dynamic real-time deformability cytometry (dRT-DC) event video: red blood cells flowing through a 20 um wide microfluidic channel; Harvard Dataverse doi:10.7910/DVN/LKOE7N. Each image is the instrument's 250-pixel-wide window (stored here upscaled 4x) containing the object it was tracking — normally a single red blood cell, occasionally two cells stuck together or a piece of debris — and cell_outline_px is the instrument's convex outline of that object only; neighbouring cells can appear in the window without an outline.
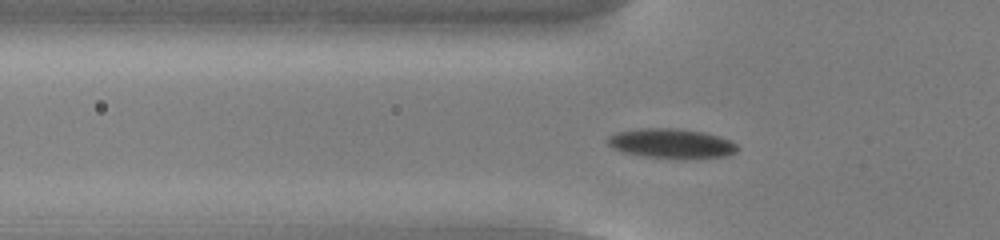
{"species": "common noctule bat (a hibernating species)", "species_latin": "Nyctalus noctula", "temperature_condition": "cold", "stored_images_in_passage": 50, "camera_frame_rate_fps": 3000, "um_per_image_px": 0.085, "animal": {"sex": "male", "body_mass_g": 13.0, "forearm_length_mm": 53.1}, "frame": {"image": 1, "passage_image": 14, "time_ms": 4.333, "image_size_px": [1000, 240], "cell_outline_px": [[740, 148], [736, 152], [728, 156], [684, 160], [644, 156], [624, 152], [612, 148], [608, 144], [608, 136], [616, 132], [640, 128], [676, 128], [704, 132], [728, 140], [736, 144]], "centroid_in_image_um": [57.09, 12.21], "position_along_channel_um": 68.7, "area_um2": 22.72}}
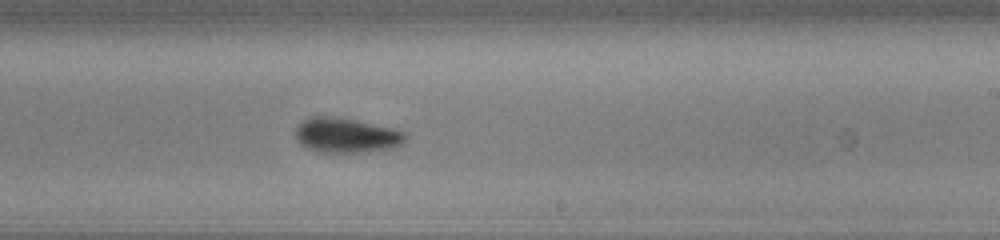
{"frame": {"image": 2, "passage_image": 29, "time_ms": 9.333, "image_size_px": [1000, 240], "cell_outline_px": [[408, 136], [400, 144], [392, 148], [364, 152], [316, 152], [300, 144], [296, 140], [296, 128], [308, 116], [332, 116], [396, 128], [404, 132]], "centroid_in_image_um": [29.42, 11.5], "position_along_channel_um": 259.6, "area_um2": 22.31}}
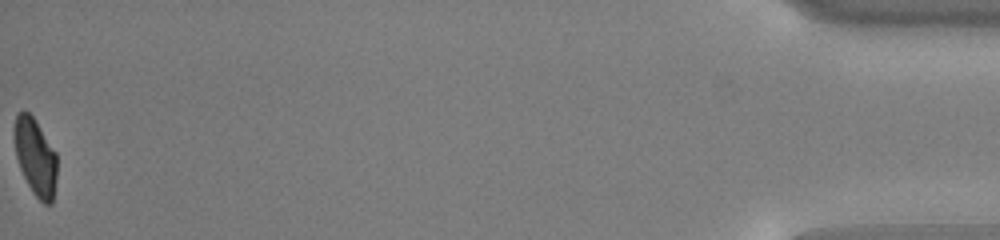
{"frame": {"image": 3, "passage_image": 50, "time_ms": 16.333, "image_size_px": [1000, 240], "cell_outline_px": [[56, 180], [52, 204], [44, 204], [32, 192], [20, 168], [16, 156], [12, 136], [12, 132], [16, 112], [24, 108], [32, 116], [56, 152]], "centroid_in_image_um": [2.97, 13.29], "position_along_channel_um": 432.2, "area_um2": 19.42}, "authors_computed_cell_mechanics": {"area_um2": 21.4438, "velocity_mm_per_s": 3.8433, "shape_relaxation_time_tau1_ms": 2.3269, "shape_relaxation_time_tau2_ms": 6.6527, "deformation_change_tau1": 0.1068, "deformation_change_tau2": 0.0894}}